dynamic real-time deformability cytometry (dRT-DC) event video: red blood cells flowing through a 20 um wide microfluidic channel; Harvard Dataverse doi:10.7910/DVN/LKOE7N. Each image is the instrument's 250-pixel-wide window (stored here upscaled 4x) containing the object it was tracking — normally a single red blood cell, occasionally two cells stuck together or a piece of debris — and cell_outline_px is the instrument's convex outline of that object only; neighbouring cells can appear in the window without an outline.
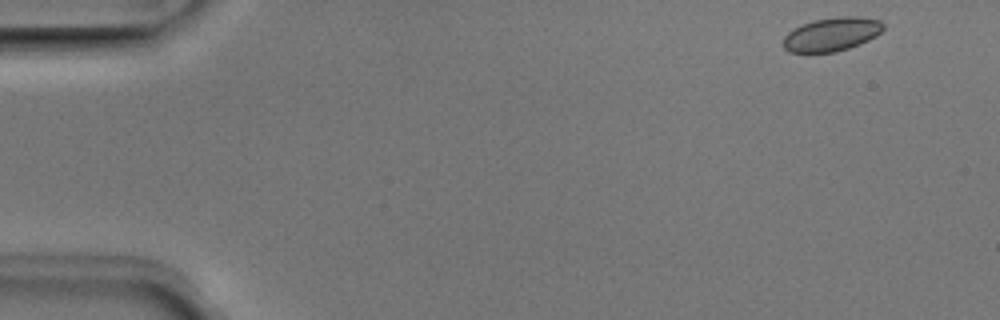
{"species": "Egyptian fruit bat (a non-hibernating species)", "species_latin": "Rousettus aegyptiacus", "temperature_condition": "room temperature", "stored_images_in_passage": 49, "camera_frame_rate_fps": 3000, "um_per_image_px": 0.085, "animal": {"sex": "male"}, "frame": {"image": 1, "passage_image": 1, "time_ms": 0.0, "image_size_px": [1000, 320], "cell_outline_px": [[884, 28], [876, 36], [860, 44], [836, 52], [788, 52], [784, 48], [784, 36], [788, 32], [812, 20], [840, 16], [860, 16], [880, 20], [884, 24]], "centroid_in_image_um": [70.73, 2.9], "position_along_channel_um": 14.3, "area_um2": 19.59}}
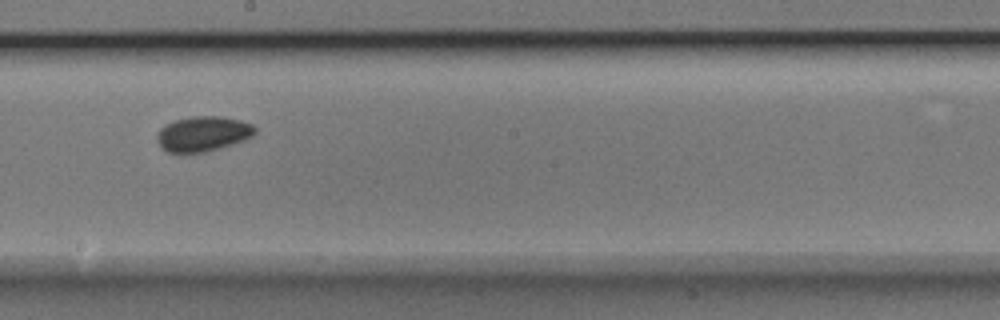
{"frame": {"image": 2, "passage_image": 26, "time_ms": 8.333, "image_size_px": [1000, 320], "cell_outline_px": [[256, 132], [252, 136], [244, 140], [220, 148], [204, 152], [180, 156], [168, 152], [156, 140], [156, 136], [160, 128], [164, 124], [176, 120], [192, 116], [220, 116], [240, 120], [252, 124], [256, 128]], "centroid_in_image_um": [17.22, 11.4], "position_along_channel_um": 231.0, "area_um2": 20.46}}
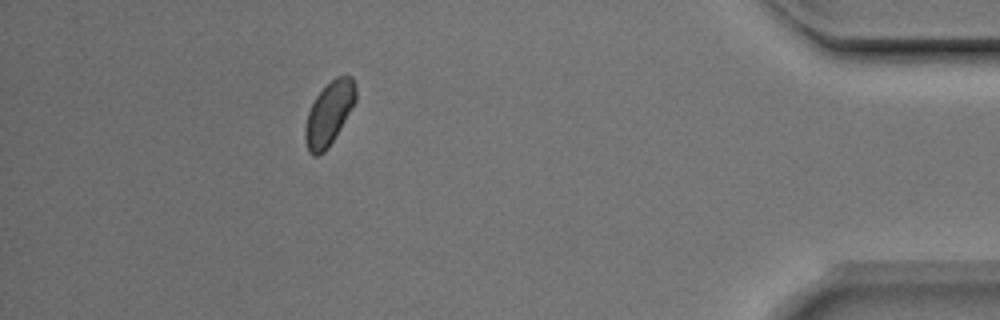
{"frame": {"image": 3, "passage_image": 43, "time_ms": 14.0, "image_size_px": [1000, 320], "cell_outline_px": [[356, 100], [340, 128], [328, 148], [324, 152], [316, 156], [312, 156], [308, 152], [304, 140], [304, 128], [308, 112], [316, 96], [336, 76], [352, 76], [356, 84]], "centroid_in_image_um": [27.95, 9.67], "position_along_channel_um": 407.2, "area_um2": 18.55}, "authors_computed_cell_mechanics": {"area_um2": 19.0162, "velocity_mm_per_s": 3.9887, "shape_relaxation_time_tau1_ms": 1.9391, "shape_relaxation_time_tau2_ms": 3.5787, "deformation_change_tau1": 0.0571, "deformation_change_tau2": 0.0505}}